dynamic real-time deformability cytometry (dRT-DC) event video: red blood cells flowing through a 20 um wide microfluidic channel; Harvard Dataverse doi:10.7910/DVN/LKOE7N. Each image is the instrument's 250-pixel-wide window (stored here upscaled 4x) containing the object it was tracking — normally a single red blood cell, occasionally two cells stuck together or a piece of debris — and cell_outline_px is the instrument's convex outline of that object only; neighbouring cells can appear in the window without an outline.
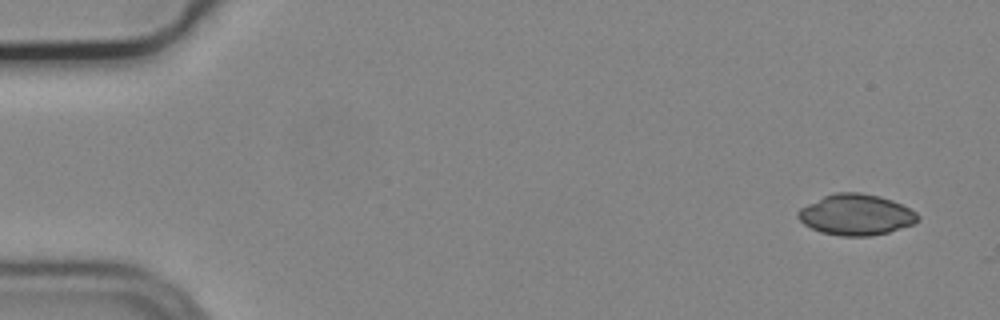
{"species": "common noctule bat (a hibernating species)", "species_latin": "Nyctalus noctula", "temperature_condition": "cold", "stored_images_in_passage": 5, "camera_frame_rate_fps": 3000, "um_per_image_px": 0.085, "animal": {"sex": "male", "body_mass_g": 19.2, "forearm_length_mm": 51.8}, "frame": {"image": 1, "passage_image": 1, "time_ms": 0.0, "image_size_px": [1000, 320], "cell_outline_px": [[920, 220], [912, 224], [888, 232], [868, 236], [840, 236], [820, 232], [804, 224], [796, 216], [796, 212], [800, 208], [824, 196], [836, 192], [860, 192], [880, 196], [892, 200], [916, 212], [920, 216]], "centroid_in_image_um": [72.75, 18.25], "position_along_channel_um": 12.3, "area_um2": 28.5}}